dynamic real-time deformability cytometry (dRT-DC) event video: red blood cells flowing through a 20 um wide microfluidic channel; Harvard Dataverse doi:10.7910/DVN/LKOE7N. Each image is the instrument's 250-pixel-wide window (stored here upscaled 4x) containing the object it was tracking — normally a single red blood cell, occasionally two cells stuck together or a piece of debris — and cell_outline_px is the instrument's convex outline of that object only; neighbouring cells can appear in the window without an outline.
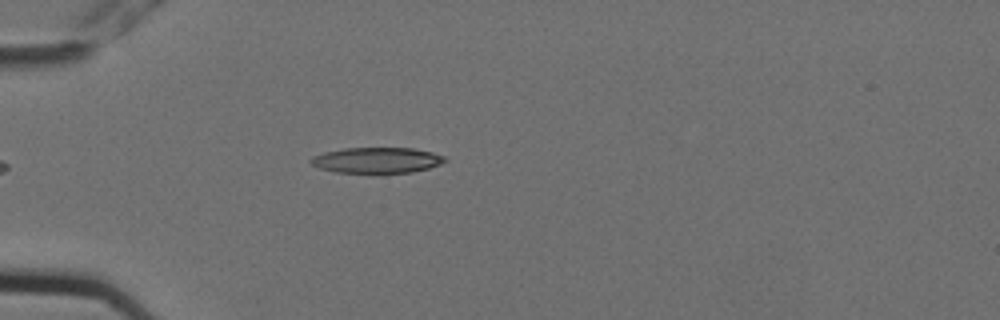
{"species": "Egyptian fruit bat (a non-hibernating species)", "species_latin": "Rousettus aegyptiacus", "temperature_condition": "cold", "stored_images_in_passage": 2, "camera_frame_rate_fps": 3000, "um_per_image_px": 0.085, "animal": {"sex": "female"}, "frame": {"image": 1, "passage_image": 1, "time_ms": 0.0, "image_size_px": [1000, 320], "cell_outline_px": [[448, 160], [440, 164], [428, 168], [412, 172], [336, 172], [320, 168], [312, 164], [308, 160], [312, 156], [324, 152], [344, 148], [412, 148], [432, 152], [444, 156]], "centroid_in_image_um": [32.02, 13.6], "position_along_channel_um": 53.0, "area_um2": 19.88}}